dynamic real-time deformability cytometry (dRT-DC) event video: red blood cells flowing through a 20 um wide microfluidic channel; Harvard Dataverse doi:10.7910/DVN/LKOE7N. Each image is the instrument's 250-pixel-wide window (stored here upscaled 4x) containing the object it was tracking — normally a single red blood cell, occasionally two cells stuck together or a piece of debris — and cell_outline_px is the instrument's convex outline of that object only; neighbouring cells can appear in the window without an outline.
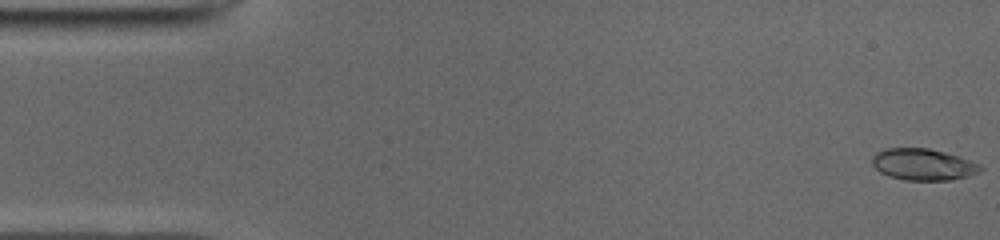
{"species": "common noctule bat (a hibernating species)", "species_latin": "Nyctalus noctula", "temperature_condition": "cold", "stored_images_in_passage": 50, "camera_frame_rate_fps": 3000, "um_per_image_px": 0.085, "animal": {"sex": "male", "body_mass_g": 19.0, "forearm_length_mm": 50.8}, "frame": {"image": 1, "passage_image": 1, "time_ms": 0.0, "image_size_px": [1000, 240], "cell_outline_px": [[984, 168], [980, 172], [968, 176], [952, 180], [904, 180], [888, 176], [880, 172], [872, 164], [872, 156], [876, 152], [884, 148], [928, 148], [944, 152], [980, 164]], "centroid_in_image_um": [78.45, 13.98], "position_along_channel_um": 6.6, "area_um2": 19.94}}
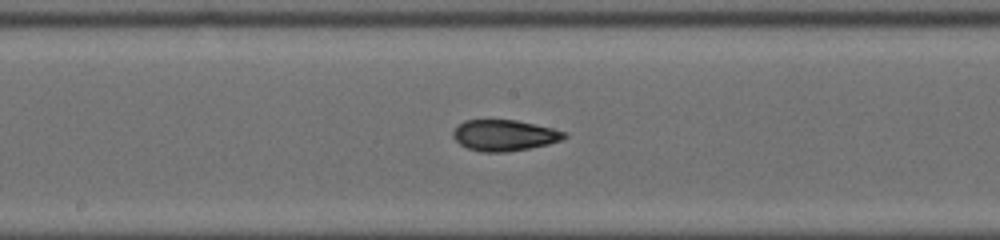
{"frame": {"image": 2, "passage_image": 26, "time_ms": 8.333, "image_size_px": [1000, 240], "cell_outline_px": [[568, 136], [560, 140], [548, 144], [528, 148], [504, 152], [480, 152], [468, 148], [460, 144], [452, 136], [452, 132], [464, 120], [516, 120], [552, 128], [568, 132]], "centroid_in_image_um": [42.87, 11.5], "position_along_channel_um": 205.3, "area_um2": 20.0}}
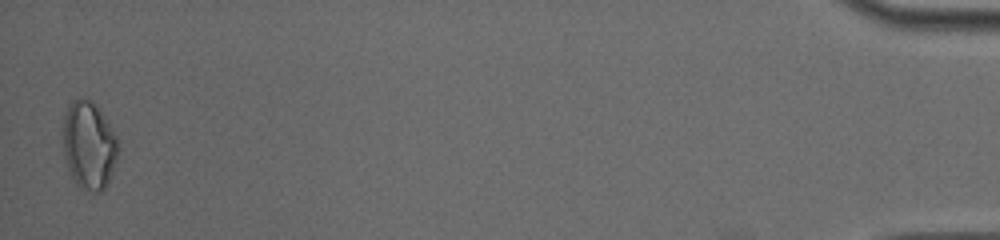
{"frame": {"image": 3, "passage_image": 50, "time_ms": 16.333, "image_size_px": [1000, 240], "cell_outline_px": [[116, 156], [112, 172], [104, 188], [100, 192], [92, 192], [80, 188], [76, 184], [68, 168], [64, 152], [64, 116], [72, 100], [92, 100], [96, 104], [116, 136]], "centroid_in_image_um": [7.54, 12.37], "position_along_channel_um": 427.7, "area_um2": 27.4}, "authors_computed_cell_mechanics": {"area_um2": 20.0566, "velocity_mm_per_s": 3.971, "shape_relaxation_time_tau1_ms": null, "shape_relaxation_time_tau2_ms": 2.7099, "deformation_change_tau1": null, "deformation_change_tau2": 0.0722}}